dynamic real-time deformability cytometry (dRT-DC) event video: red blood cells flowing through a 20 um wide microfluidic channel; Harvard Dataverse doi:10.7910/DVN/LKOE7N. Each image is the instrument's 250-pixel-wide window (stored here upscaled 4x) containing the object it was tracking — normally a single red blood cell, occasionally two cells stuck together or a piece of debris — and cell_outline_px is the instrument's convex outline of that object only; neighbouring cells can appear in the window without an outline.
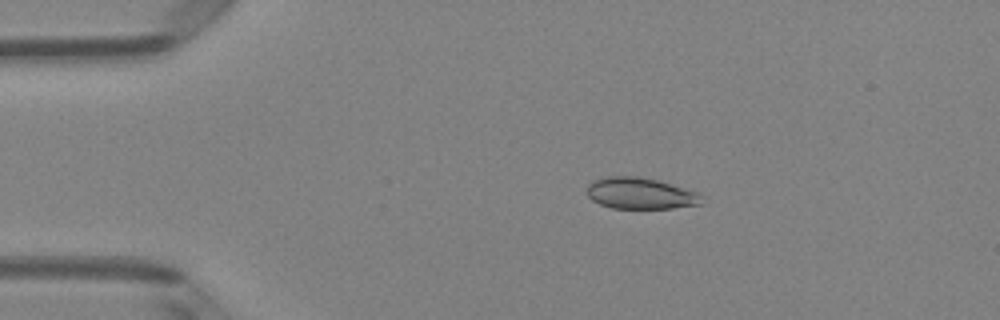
{"species": "Egyptian fruit bat (a non-hibernating species)", "species_latin": "Rousettus aegyptiacus", "temperature_condition": "room temperature", "stored_images_in_passage": 41, "camera_frame_rate_fps": 3000, "um_per_image_px": 0.085, "animal": {"sex": "female"}, "frame": {"image": 1, "passage_image": 1, "time_ms": 0.0, "image_size_px": [1000, 320], "cell_outline_px": [[700, 204], [672, 208], [612, 208], [600, 204], [592, 200], [588, 196], [588, 184], [592, 180], [608, 176], [640, 176], [656, 180], [696, 192], [700, 196]], "centroid_in_image_um": [54.36, 16.43], "position_along_channel_um": 30.6, "area_um2": 20.63}}
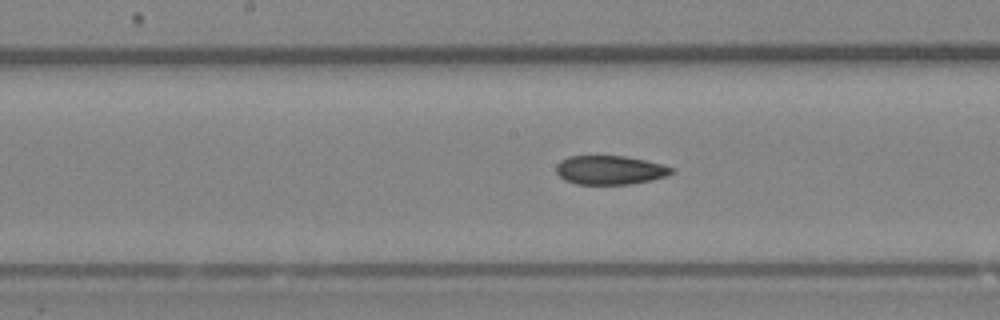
{"frame": {"image": 2, "passage_image": 17, "time_ms": 5.333, "image_size_px": [1000, 320], "cell_outline_px": [[676, 172], [668, 176], [652, 180], [632, 184], [576, 184], [564, 180], [556, 172], [556, 164], [560, 160], [568, 156], [628, 156], [676, 168]], "centroid_in_image_um": [51.87, 14.45], "position_along_channel_um": 196.3, "area_um2": 19.71}}
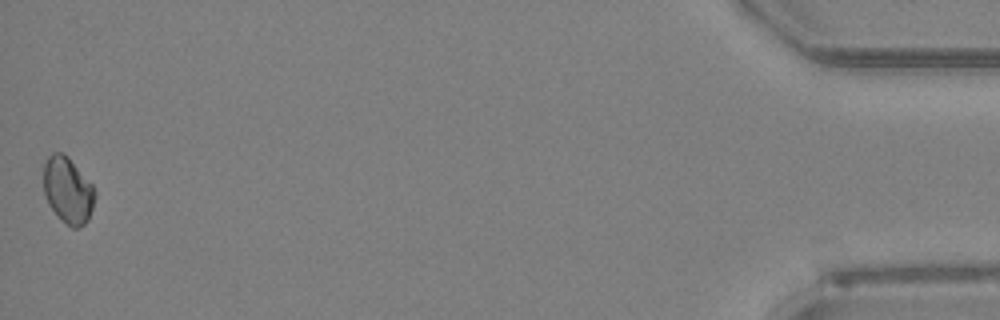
{"frame": {"image": 3, "passage_image": 41, "time_ms": 13.333, "image_size_px": [1000, 320], "cell_outline_px": [[96, 196], [88, 220], [84, 224], [76, 228], [72, 228], [48, 204], [44, 196], [44, 164], [48, 156], [52, 152], [64, 152], [68, 156], [92, 184], [96, 192]], "centroid_in_image_um": [5.77, 16.13], "position_along_channel_um": 429.4, "area_um2": 19.71}}